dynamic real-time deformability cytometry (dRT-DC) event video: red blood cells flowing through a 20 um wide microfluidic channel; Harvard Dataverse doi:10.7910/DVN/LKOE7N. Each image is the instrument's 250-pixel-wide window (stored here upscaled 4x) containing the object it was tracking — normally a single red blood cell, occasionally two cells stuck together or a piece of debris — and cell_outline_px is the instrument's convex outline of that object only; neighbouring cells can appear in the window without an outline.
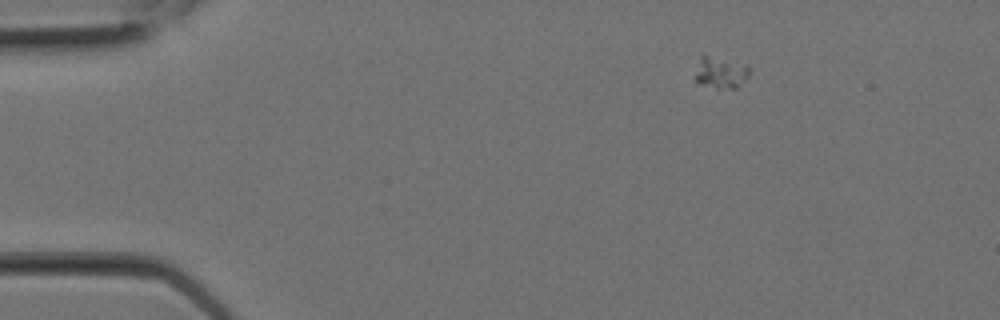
{"species": "Egyptian fruit bat (a non-hibernating species)", "species_latin": "Rousettus aegyptiacus", "temperature_condition": "room temperature", "stored_images_in_passage": 2, "camera_frame_rate_fps": 3000, "um_per_image_px": 0.085, "animal": {"sex": "female"}, "frame": {"image": 1, "passage_image": 1, "time_ms": 0.0, "image_size_px": [1000, 320], "cell_outline_px": [[748, 76], [736, 88], [716, 88], [700, 84], [696, 80], [696, 76], [700, 56], [704, 52], [748, 64]], "centroid_in_image_um": [61.25, 6.1], "position_along_channel_um": 23.7, "area_um2": 10.23}}